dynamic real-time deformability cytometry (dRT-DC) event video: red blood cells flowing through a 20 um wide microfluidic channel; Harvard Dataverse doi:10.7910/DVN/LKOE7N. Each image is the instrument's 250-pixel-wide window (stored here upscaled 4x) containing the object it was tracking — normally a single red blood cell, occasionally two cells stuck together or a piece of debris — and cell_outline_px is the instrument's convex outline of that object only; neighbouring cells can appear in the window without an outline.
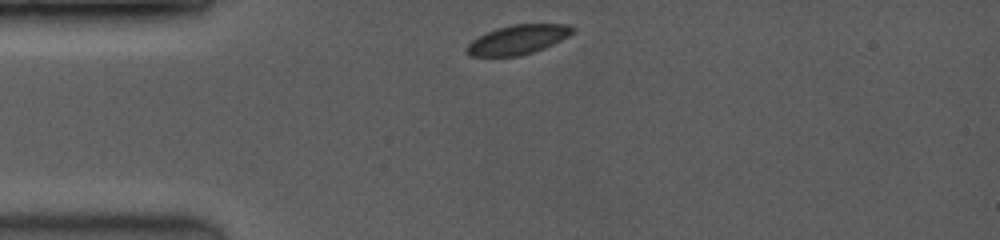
{"species": "common noctule bat (a hibernating species)", "species_latin": "Nyctalus noctula", "temperature_condition": "room temperature", "stored_images_in_passage": 24, "camera_frame_rate_fps": 3500, "um_per_image_px": 0.085, "animal": {"sex": "female", "body_mass_g": 19.0, "forearm_length_mm": 53.3}, "frame": {"image": 1, "passage_image": 1, "time_ms": 0.0, "image_size_px": [1000, 240], "cell_outline_px": [[576, 28], [568, 36], [544, 48], [520, 56], [472, 56], [464, 52], [464, 48], [472, 40], [496, 28], [512, 24], [568, 24]], "centroid_in_image_um": [43.99, 3.37], "position_along_channel_um": 41.0, "area_um2": 18.03}}
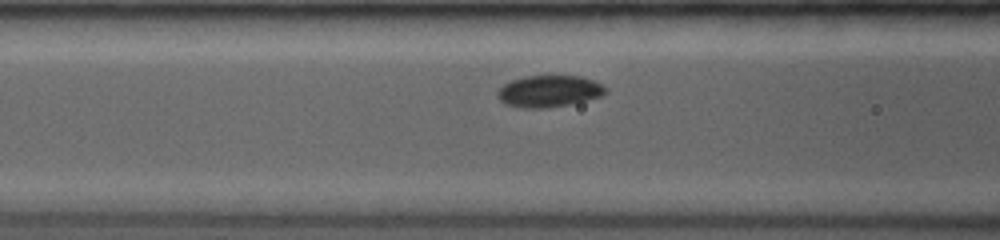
{"frame": {"image": 2, "passage_image": 10, "time_ms": 2.571, "image_size_px": [1000, 240], "cell_outline_px": [[608, 92], [600, 96], [568, 104], [544, 108], [520, 108], [504, 104], [500, 100], [496, 92], [504, 84], [512, 80], [524, 76], [580, 76], [592, 80], [608, 88]], "centroid_in_image_um": [46.64, 7.75], "position_along_channel_um": 120.0, "area_um2": 19.83}}
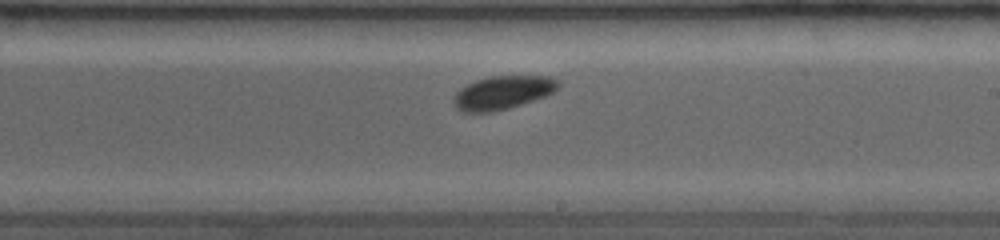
{"frame": {"image": 3, "passage_image": 21, "time_ms": 5.714, "image_size_px": [1000, 240], "cell_outline_px": [[560, 88], [544, 96], [508, 108], [492, 112], [464, 112], [456, 108], [452, 100], [452, 96], [460, 88], [476, 80], [488, 76], [548, 76], [560, 80]], "centroid_in_image_um": [42.71, 7.86], "position_along_channel_um": 246.3, "area_um2": 20.4}}